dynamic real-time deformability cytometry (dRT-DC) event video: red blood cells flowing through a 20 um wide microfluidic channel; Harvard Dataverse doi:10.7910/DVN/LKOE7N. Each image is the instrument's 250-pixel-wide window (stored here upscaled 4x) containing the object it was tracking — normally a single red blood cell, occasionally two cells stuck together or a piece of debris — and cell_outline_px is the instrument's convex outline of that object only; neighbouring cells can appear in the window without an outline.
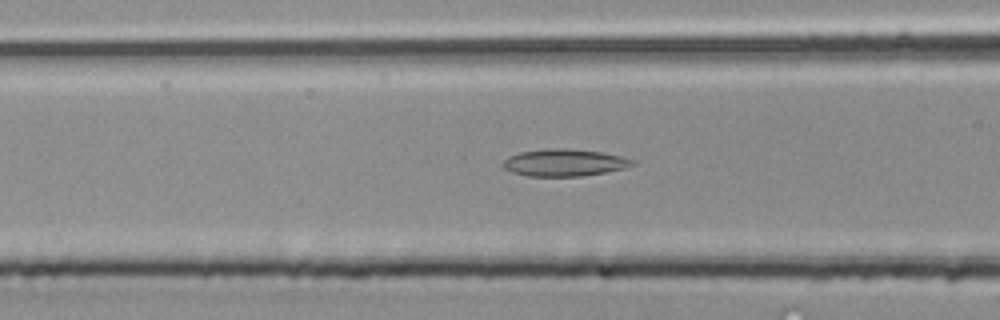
{"species": "common noctule bat (a hibernating species)", "species_latin": "Nyctalus noctula", "temperature_condition": "room temperature", "stored_images_in_passage": 33, "camera_frame_rate_fps": 3000, "um_per_image_px": 0.085, "animal": {"sex": "male", "body_mass_g": 20.4}, "frame": {"image": 1, "passage_image": 15, "time_ms": 4.667, "image_size_px": [1000, 320], "cell_outline_px": [[636, 164], [628, 168], [580, 176], [528, 176], [512, 172], [504, 168], [504, 160], [508, 156], [520, 152], [552, 148], [564, 148], [600, 152], [620, 156], [632, 160]], "centroid_in_image_um": [47.97, 13.83], "position_along_channel_um": 118.6, "area_um2": 20.23}}
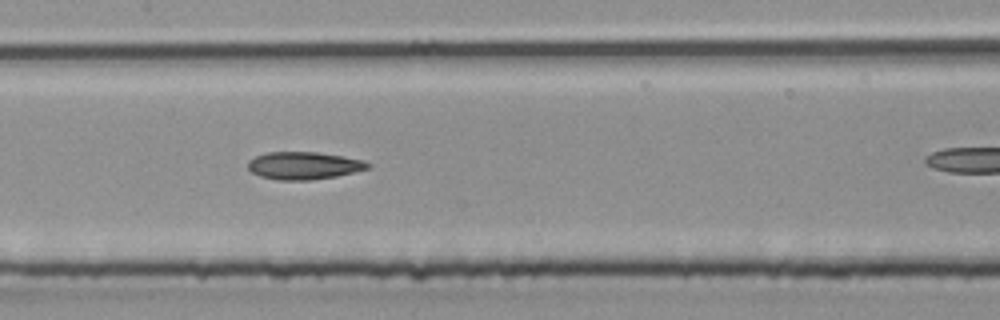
{"frame": {"image": 2, "passage_image": 19, "time_ms": 6.0, "image_size_px": [1000, 320], "cell_outline_px": [[372, 168], [336, 176], [312, 180], [280, 180], [260, 176], [252, 172], [248, 168], [248, 160], [256, 156], [268, 152], [316, 152], [364, 160], [372, 164]], "centroid_in_image_um": [25.85, 14.08], "position_along_channel_um": 181.5, "area_um2": 19.25}}
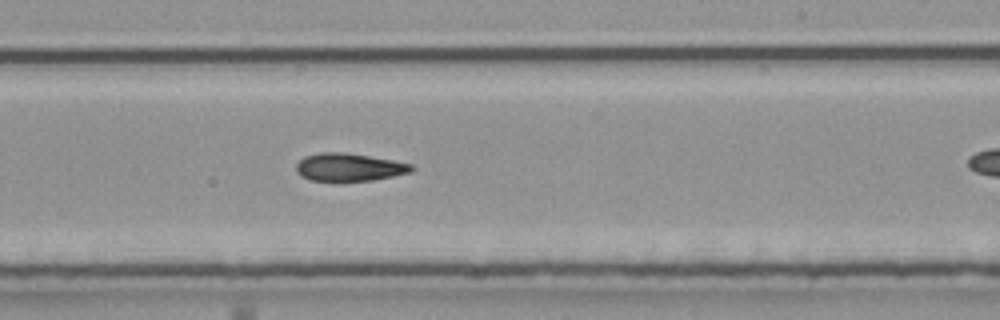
{"frame": {"image": 3, "passage_image": 24, "time_ms": 7.667, "image_size_px": [1000, 320], "cell_outline_px": [[416, 168], [412, 172], [372, 180], [340, 184], [312, 180], [300, 176], [296, 172], [296, 164], [304, 156], [320, 152], [344, 152], [392, 160], [412, 164]], "centroid_in_image_um": [29.64, 14.25], "position_along_channel_um": 259.4, "area_um2": 19.42}}